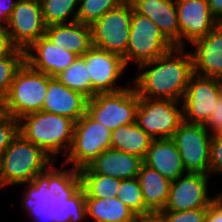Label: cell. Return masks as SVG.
Masks as SVG:
<instances>
[{
  "label": "cell",
  "mask_w": 222,
  "mask_h": 222,
  "mask_svg": "<svg viewBox=\"0 0 222 222\" xmlns=\"http://www.w3.org/2000/svg\"><path fill=\"white\" fill-rule=\"evenodd\" d=\"M184 49L174 46L155 60L137 66L139 74L132 83L139 97L183 101L193 74L191 51Z\"/></svg>",
  "instance_id": "1"
},
{
  "label": "cell",
  "mask_w": 222,
  "mask_h": 222,
  "mask_svg": "<svg viewBox=\"0 0 222 222\" xmlns=\"http://www.w3.org/2000/svg\"><path fill=\"white\" fill-rule=\"evenodd\" d=\"M74 121L46 111L27 114L19 119V134L47 153L54 161L63 153L66 157L72 142Z\"/></svg>",
  "instance_id": "2"
},
{
  "label": "cell",
  "mask_w": 222,
  "mask_h": 222,
  "mask_svg": "<svg viewBox=\"0 0 222 222\" xmlns=\"http://www.w3.org/2000/svg\"><path fill=\"white\" fill-rule=\"evenodd\" d=\"M54 162L40 147L18 134L0 157L3 184H27Z\"/></svg>",
  "instance_id": "3"
},
{
  "label": "cell",
  "mask_w": 222,
  "mask_h": 222,
  "mask_svg": "<svg viewBox=\"0 0 222 222\" xmlns=\"http://www.w3.org/2000/svg\"><path fill=\"white\" fill-rule=\"evenodd\" d=\"M48 88V75L32 69L26 62L16 72L7 96L2 100V112L20 119L42 111Z\"/></svg>",
  "instance_id": "4"
},
{
  "label": "cell",
  "mask_w": 222,
  "mask_h": 222,
  "mask_svg": "<svg viewBox=\"0 0 222 222\" xmlns=\"http://www.w3.org/2000/svg\"><path fill=\"white\" fill-rule=\"evenodd\" d=\"M139 96L134 86L116 92L97 93L88 99L86 113L111 131L136 122Z\"/></svg>",
  "instance_id": "5"
},
{
  "label": "cell",
  "mask_w": 222,
  "mask_h": 222,
  "mask_svg": "<svg viewBox=\"0 0 222 222\" xmlns=\"http://www.w3.org/2000/svg\"><path fill=\"white\" fill-rule=\"evenodd\" d=\"M174 45L163 35L159 27L149 17L137 13L132 6L130 36L125 53V65L129 62L153 61L172 49Z\"/></svg>",
  "instance_id": "6"
},
{
  "label": "cell",
  "mask_w": 222,
  "mask_h": 222,
  "mask_svg": "<svg viewBox=\"0 0 222 222\" xmlns=\"http://www.w3.org/2000/svg\"><path fill=\"white\" fill-rule=\"evenodd\" d=\"M112 131L85 113L74 123L73 142L62 165L80 170L111 148Z\"/></svg>",
  "instance_id": "7"
},
{
  "label": "cell",
  "mask_w": 222,
  "mask_h": 222,
  "mask_svg": "<svg viewBox=\"0 0 222 222\" xmlns=\"http://www.w3.org/2000/svg\"><path fill=\"white\" fill-rule=\"evenodd\" d=\"M131 19L132 3L129 0L109 10L91 25L92 46L121 56L125 63Z\"/></svg>",
  "instance_id": "8"
},
{
  "label": "cell",
  "mask_w": 222,
  "mask_h": 222,
  "mask_svg": "<svg viewBox=\"0 0 222 222\" xmlns=\"http://www.w3.org/2000/svg\"><path fill=\"white\" fill-rule=\"evenodd\" d=\"M182 121V102L139 97L136 123L152 139L172 138Z\"/></svg>",
  "instance_id": "9"
},
{
  "label": "cell",
  "mask_w": 222,
  "mask_h": 222,
  "mask_svg": "<svg viewBox=\"0 0 222 222\" xmlns=\"http://www.w3.org/2000/svg\"><path fill=\"white\" fill-rule=\"evenodd\" d=\"M171 139L178 148L186 173L209 175L212 135L203 124L183 120Z\"/></svg>",
  "instance_id": "10"
},
{
  "label": "cell",
  "mask_w": 222,
  "mask_h": 222,
  "mask_svg": "<svg viewBox=\"0 0 222 222\" xmlns=\"http://www.w3.org/2000/svg\"><path fill=\"white\" fill-rule=\"evenodd\" d=\"M46 24L39 0H18L9 17L5 32L13 48L27 50L45 35Z\"/></svg>",
  "instance_id": "11"
},
{
  "label": "cell",
  "mask_w": 222,
  "mask_h": 222,
  "mask_svg": "<svg viewBox=\"0 0 222 222\" xmlns=\"http://www.w3.org/2000/svg\"><path fill=\"white\" fill-rule=\"evenodd\" d=\"M221 94L218 78L193 73L182 101L183 120L188 123L204 124L214 111Z\"/></svg>",
  "instance_id": "12"
},
{
  "label": "cell",
  "mask_w": 222,
  "mask_h": 222,
  "mask_svg": "<svg viewBox=\"0 0 222 222\" xmlns=\"http://www.w3.org/2000/svg\"><path fill=\"white\" fill-rule=\"evenodd\" d=\"M81 57L91 79V98L97 93L116 92L125 88L116 84L126 69L121 56L92 46Z\"/></svg>",
  "instance_id": "13"
},
{
  "label": "cell",
  "mask_w": 222,
  "mask_h": 222,
  "mask_svg": "<svg viewBox=\"0 0 222 222\" xmlns=\"http://www.w3.org/2000/svg\"><path fill=\"white\" fill-rule=\"evenodd\" d=\"M210 175L186 173L172 181L169 197L161 211H186L207 208L214 200L208 195Z\"/></svg>",
  "instance_id": "14"
},
{
  "label": "cell",
  "mask_w": 222,
  "mask_h": 222,
  "mask_svg": "<svg viewBox=\"0 0 222 222\" xmlns=\"http://www.w3.org/2000/svg\"><path fill=\"white\" fill-rule=\"evenodd\" d=\"M175 2L180 32V47H186L185 41L192 44L195 40L205 37L219 24L212 15L207 1L178 0Z\"/></svg>",
  "instance_id": "15"
},
{
  "label": "cell",
  "mask_w": 222,
  "mask_h": 222,
  "mask_svg": "<svg viewBox=\"0 0 222 222\" xmlns=\"http://www.w3.org/2000/svg\"><path fill=\"white\" fill-rule=\"evenodd\" d=\"M78 56L59 48L45 35L25 50V62L34 70L56 77L68 68Z\"/></svg>",
  "instance_id": "16"
},
{
  "label": "cell",
  "mask_w": 222,
  "mask_h": 222,
  "mask_svg": "<svg viewBox=\"0 0 222 222\" xmlns=\"http://www.w3.org/2000/svg\"><path fill=\"white\" fill-rule=\"evenodd\" d=\"M88 98L69 89L56 77L48 76V88L42 111L62 115L77 122L87 110Z\"/></svg>",
  "instance_id": "17"
},
{
  "label": "cell",
  "mask_w": 222,
  "mask_h": 222,
  "mask_svg": "<svg viewBox=\"0 0 222 222\" xmlns=\"http://www.w3.org/2000/svg\"><path fill=\"white\" fill-rule=\"evenodd\" d=\"M143 159L137 155L107 149L90 164L79 170L80 174H102L113 178L132 179L138 176Z\"/></svg>",
  "instance_id": "18"
},
{
  "label": "cell",
  "mask_w": 222,
  "mask_h": 222,
  "mask_svg": "<svg viewBox=\"0 0 222 222\" xmlns=\"http://www.w3.org/2000/svg\"><path fill=\"white\" fill-rule=\"evenodd\" d=\"M191 50L193 73L212 78L222 77V23L205 37L195 40Z\"/></svg>",
  "instance_id": "19"
},
{
  "label": "cell",
  "mask_w": 222,
  "mask_h": 222,
  "mask_svg": "<svg viewBox=\"0 0 222 222\" xmlns=\"http://www.w3.org/2000/svg\"><path fill=\"white\" fill-rule=\"evenodd\" d=\"M129 1L137 13L149 17L174 46L180 47V32L175 0Z\"/></svg>",
  "instance_id": "20"
},
{
  "label": "cell",
  "mask_w": 222,
  "mask_h": 222,
  "mask_svg": "<svg viewBox=\"0 0 222 222\" xmlns=\"http://www.w3.org/2000/svg\"><path fill=\"white\" fill-rule=\"evenodd\" d=\"M143 163L171 181L186 174L178 148L171 138L153 139Z\"/></svg>",
  "instance_id": "21"
},
{
  "label": "cell",
  "mask_w": 222,
  "mask_h": 222,
  "mask_svg": "<svg viewBox=\"0 0 222 222\" xmlns=\"http://www.w3.org/2000/svg\"><path fill=\"white\" fill-rule=\"evenodd\" d=\"M45 36L78 57L92 47L91 26L78 21L46 26Z\"/></svg>",
  "instance_id": "22"
},
{
  "label": "cell",
  "mask_w": 222,
  "mask_h": 222,
  "mask_svg": "<svg viewBox=\"0 0 222 222\" xmlns=\"http://www.w3.org/2000/svg\"><path fill=\"white\" fill-rule=\"evenodd\" d=\"M26 186L22 200L19 201L33 222H55L56 195L47 190L46 181L37 176Z\"/></svg>",
  "instance_id": "23"
},
{
  "label": "cell",
  "mask_w": 222,
  "mask_h": 222,
  "mask_svg": "<svg viewBox=\"0 0 222 222\" xmlns=\"http://www.w3.org/2000/svg\"><path fill=\"white\" fill-rule=\"evenodd\" d=\"M137 178L145 206L153 214L163 210L169 197L172 181L144 163L140 167Z\"/></svg>",
  "instance_id": "24"
},
{
  "label": "cell",
  "mask_w": 222,
  "mask_h": 222,
  "mask_svg": "<svg viewBox=\"0 0 222 222\" xmlns=\"http://www.w3.org/2000/svg\"><path fill=\"white\" fill-rule=\"evenodd\" d=\"M87 218L94 222H136L138 217L117 197L85 198Z\"/></svg>",
  "instance_id": "25"
},
{
  "label": "cell",
  "mask_w": 222,
  "mask_h": 222,
  "mask_svg": "<svg viewBox=\"0 0 222 222\" xmlns=\"http://www.w3.org/2000/svg\"><path fill=\"white\" fill-rule=\"evenodd\" d=\"M152 138L134 122L119 126L112 131L111 148L134 154L144 159Z\"/></svg>",
  "instance_id": "26"
},
{
  "label": "cell",
  "mask_w": 222,
  "mask_h": 222,
  "mask_svg": "<svg viewBox=\"0 0 222 222\" xmlns=\"http://www.w3.org/2000/svg\"><path fill=\"white\" fill-rule=\"evenodd\" d=\"M61 169L52 163L40 176L46 181L48 191L68 199L81 188V177L78 169L70 167Z\"/></svg>",
  "instance_id": "27"
},
{
  "label": "cell",
  "mask_w": 222,
  "mask_h": 222,
  "mask_svg": "<svg viewBox=\"0 0 222 222\" xmlns=\"http://www.w3.org/2000/svg\"><path fill=\"white\" fill-rule=\"evenodd\" d=\"M39 1L41 3V10L46 26L53 24L71 23L77 21L79 0H39Z\"/></svg>",
  "instance_id": "28"
},
{
  "label": "cell",
  "mask_w": 222,
  "mask_h": 222,
  "mask_svg": "<svg viewBox=\"0 0 222 222\" xmlns=\"http://www.w3.org/2000/svg\"><path fill=\"white\" fill-rule=\"evenodd\" d=\"M85 191L81 187L68 199L55 198V222H82L87 220Z\"/></svg>",
  "instance_id": "29"
},
{
  "label": "cell",
  "mask_w": 222,
  "mask_h": 222,
  "mask_svg": "<svg viewBox=\"0 0 222 222\" xmlns=\"http://www.w3.org/2000/svg\"><path fill=\"white\" fill-rule=\"evenodd\" d=\"M81 187L85 198H113L117 197L121 179L102 174H80Z\"/></svg>",
  "instance_id": "30"
},
{
  "label": "cell",
  "mask_w": 222,
  "mask_h": 222,
  "mask_svg": "<svg viewBox=\"0 0 222 222\" xmlns=\"http://www.w3.org/2000/svg\"><path fill=\"white\" fill-rule=\"evenodd\" d=\"M56 78L69 89L91 98V79L88 77L85 61L80 56Z\"/></svg>",
  "instance_id": "31"
},
{
  "label": "cell",
  "mask_w": 222,
  "mask_h": 222,
  "mask_svg": "<svg viewBox=\"0 0 222 222\" xmlns=\"http://www.w3.org/2000/svg\"><path fill=\"white\" fill-rule=\"evenodd\" d=\"M117 198L125 204L138 218L153 215L145 206L138 178L121 180Z\"/></svg>",
  "instance_id": "32"
},
{
  "label": "cell",
  "mask_w": 222,
  "mask_h": 222,
  "mask_svg": "<svg viewBox=\"0 0 222 222\" xmlns=\"http://www.w3.org/2000/svg\"><path fill=\"white\" fill-rule=\"evenodd\" d=\"M25 63V51L11 48L0 57V100H3L11 87L16 72Z\"/></svg>",
  "instance_id": "33"
},
{
  "label": "cell",
  "mask_w": 222,
  "mask_h": 222,
  "mask_svg": "<svg viewBox=\"0 0 222 222\" xmlns=\"http://www.w3.org/2000/svg\"><path fill=\"white\" fill-rule=\"evenodd\" d=\"M126 0H79L77 21L92 25L109 10L115 9Z\"/></svg>",
  "instance_id": "34"
},
{
  "label": "cell",
  "mask_w": 222,
  "mask_h": 222,
  "mask_svg": "<svg viewBox=\"0 0 222 222\" xmlns=\"http://www.w3.org/2000/svg\"><path fill=\"white\" fill-rule=\"evenodd\" d=\"M19 134V119L2 112L0 114V157Z\"/></svg>",
  "instance_id": "35"
},
{
  "label": "cell",
  "mask_w": 222,
  "mask_h": 222,
  "mask_svg": "<svg viewBox=\"0 0 222 222\" xmlns=\"http://www.w3.org/2000/svg\"><path fill=\"white\" fill-rule=\"evenodd\" d=\"M207 208L186 211H159L157 215L163 222H205Z\"/></svg>",
  "instance_id": "36"
},
{
  "label": "cell",
  "mask_w": 222,
  "mask_h": 222,
  "mask_svg": "<svg viewBox=\"0 0 222 222\" xmlns=\"http://www.w3.org/2000/svg\"><path fill=\"white\" fill-rule=\"evenodd\" d=\"M222 173V135L212 136L210 144L209 175Z\"/></svg>",
  "instance_id": "37"
},
{
  "label": "cell",
  "mask_w": 222,
  "mask_h": 222,
  "mask_svg": "<svg viewBox=\"0 0 222 222\" xmlns=\"http://www.w3.org/2000/svg\"><path fill=\"white\" fill-rule=\"evenodd\" d=\"M203 125L208 132L212 130V136L222 135V94L216 101L214 111L211 112L208 120Z\"/></svg>",
  "instance_id": "38"
},
{
  "label": "cell",
  "mask_w": 222,
  "mask_h": 222,
  "mask_svg": "<svg viewBox=\"0 0 222 222\" xmlns=\"http://www.w3.org/2000/svg\"><path fill=\"white\" fill-rule=\"evenodd\" d=\"M205 222H222V200L217 195L207 207Z\"/></svg>",
  "instance_id": "39"
},
{
  "label": "cell",
  "mask_w": 222,
  "mask_h": 222,
  "mask_svg": "<svg viewBox=\"0 0 222 222\" xmlns=\"http://www.w3.org/2000/svg\"><path fill=\"white\" fill-rule=\"evenodd\" d=\"M18 0H0V27L8 25L9 17L16 6Z\"/></svg>",
  "instance_id": "40"
},
{
  "label": "cell",
  "mask_w": 222,
  "mask_h": 222,
  "mask_svg": "<svg viewBox=\"0 0 222 222\" xmlns=\"http://www.w3.org/2000/svg\"><path fill=\"white\" fill-rule=\"evenodd\" d=\"M212 15L222 23V0H207Z\"/></svg>",
  "instance_id": "41"
},
{
  "label": "cell",
  "mask_w": 222,
  "mask_h": 222,
  "mask_svg": "<svg viewBox=\"0 0 222 222\" xmlns=\"http://www.w3.org/2000/svg\"><path fill=\"white\" fill-rule=\"evenodd\" d=\"M11 48L5 28L0 27V57L6 54Z\"/></svg>",
  "instance_id": "42"
},
{
  "label": "cell",
  "mask_w": 222,
  "mask_h": 222,
  "mask_svg": "<svg viewBox=\"0 0 222 222\" xmlns=\"http://www.w3.org/2000/svg\"><path fill=\"white\" fill-rule=\"evenodd\" d=\"M136 222H163V220L157 214H153L147 217H140Z\"/></svg>",
  "instance_id": "43"
},
{
  "label": "cell",
  "mask_w": 222,
  "mask_h": 222,
  "mask_svg": "<svg viewBox=\"0 0 222 222\" xmlns=\"http://www.w3.org/2000/svg\"><path fill=\"white\" fill-rule=\"evenodd\" d=\"M5 188V185L3 184L2 178H1V170H0V189Z\"/></svg>",
  "instance_id": "44"
},
{
  "label": "cell",
  "mask_w": 222,
  "mask_h": 222,
  "mask_svg": "<svg viewBox=\"0 0 222 222\" xmlns=\"http://www.w3.org/2000/svg\"><path fill=\"white\" fill-rule=\"evenodd\" d=\"M2 113V100H0V114Z\"/></svg>",
  "instance_id": "45"
},
{
  "label": "cell",
  "mask_w": 222,
  "mask_h": 222,
  "mask_svg": "<svg viewBox=\"0 0 222 222\" xmlns=\"http://www.w3.org/2000/svg\"><path fill=\"white\" fill-rule=\"evenodd\" d=\"M216 195L222 200V193H217Z\"/></svg>",
  "instance_id": "46"
},
{
  "label": "cell",
  "mask_w": 222,
  "mask_h": 222,
  "mask_svg": "<svg viewBox=\"0 0 222 222\" xmlns=\"http://www.w3.org/2000/svg\"><path fill=\"white\" fill-rule=\"evenodd\" d=\"M219 82H220L221 89H222V77H221V78H219Z\"/></svg>",
  "instance_id": "47"
}]
</instances>
